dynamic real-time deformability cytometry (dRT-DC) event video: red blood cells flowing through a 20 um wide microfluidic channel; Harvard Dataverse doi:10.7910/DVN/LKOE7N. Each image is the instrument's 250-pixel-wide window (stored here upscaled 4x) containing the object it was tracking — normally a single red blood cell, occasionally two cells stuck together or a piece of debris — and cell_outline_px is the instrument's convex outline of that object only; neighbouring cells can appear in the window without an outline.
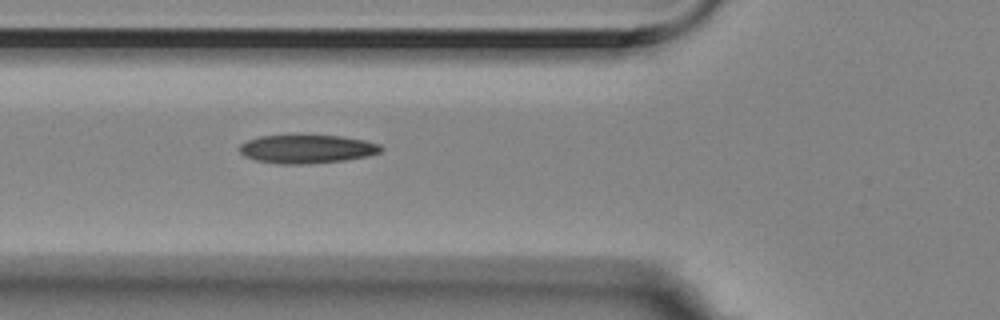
{"species": "Egyptian fruit bat (a non-hibernating species)", "species_latin": "Rousettus aegyptiacus", "temperature_condition": "room temperature", "stored_images_in_passage": 3, "camera_frame_rate_fps": 3000, "um_per_image_px": 0.085, "animal": {"sex": "female"}, "frame": {"image": 1, "passage_image": 3, "time_ms": 0.667, "image_size_px": [1000, 320], "cell_outline_px": [[384, 148], [380, 152], [368, 156], [344, 160], [308, 164], [280, 164], [256, 160], [244, 156], [240, 152], [240, 144], [248, 140], [260, 136], [300, 132], [340, 136], [364, 140], [380, 144]], "centroid_in_image_um": [26.07, 12.62], "position_along_channel_um": 99.7, "area_um2": 24.45}}